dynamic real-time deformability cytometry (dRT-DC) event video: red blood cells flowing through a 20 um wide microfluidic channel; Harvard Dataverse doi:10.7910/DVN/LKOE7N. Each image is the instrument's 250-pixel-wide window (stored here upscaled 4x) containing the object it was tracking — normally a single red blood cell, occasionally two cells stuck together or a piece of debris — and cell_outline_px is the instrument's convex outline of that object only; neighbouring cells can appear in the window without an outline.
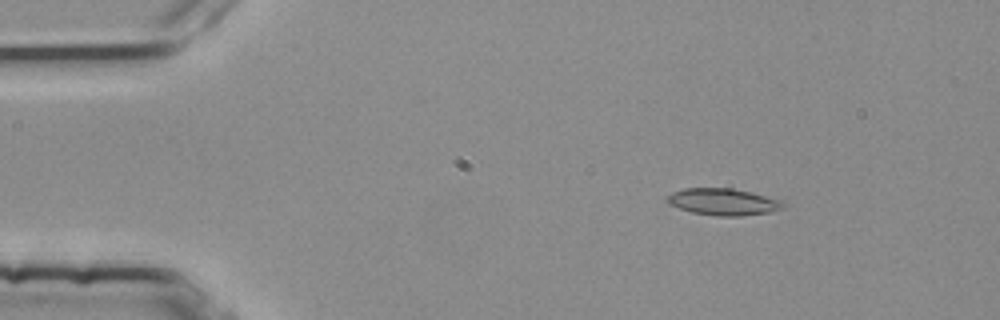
{"species": "common noctule bat (a hibernating species)", "species_latin": "Nyctalus noctula", "temperature_condition": "room temperature", "stored_images_in_passage": 47, "camera_frame_rate_fps": 3000, "um_per_image_px": 0.085, "animal": {"sex": "female", "body_mass_g": 25.1}, "frame": {"image": 1, "passage_image": 1, "time_ms": 0.0, "image_size_px": [1000, 320], "cell_outline_px": [[784, 208], [768, 212], [740, 216], [716, 216], [692, 212], [668, 204], [668, 196], [672, 192], [684, 188], [732, 188], [752, 192], [780, 200], [784, 204]], "centroid_in_image_um": [61.47, 17.15], "position_along_channel_um": 23.5, "area_um2": 17.98}}
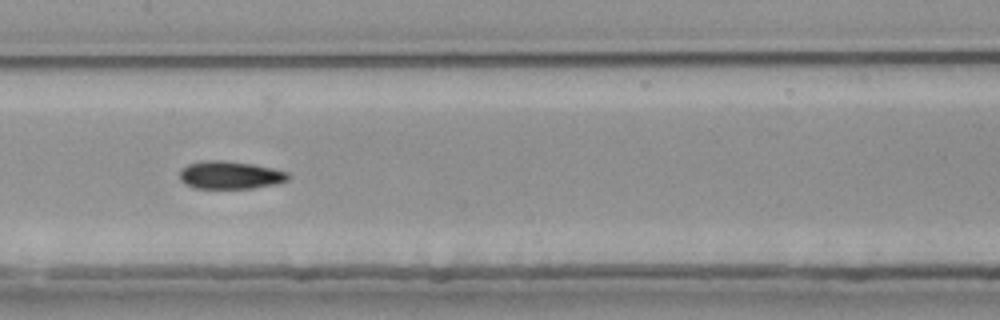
{"frame": {"image": 2, "passage_image": 20, "time_ms": 6.333, "image_size_px": [1000, 320], "cell_outline_px": [[288, 180], [276, 184], [252, 188], [196, 188], [180, 180], [180, 172], [188, 164], [204, 160], [224, 160], [252, 164], [272, 168], [288, 172]], "centroid_in_image_um": [19.58, 14.87], "position_along_channel_um": 187.8, "area_um2": 17.4}}
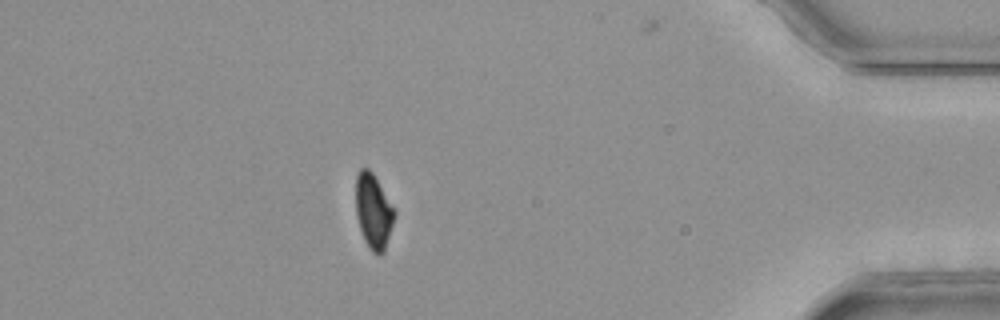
{"frame": {"image": 3, "passage_image": 41, "time_ms": 13.333, "image_size_px": [1000, 320], "cell_outline_px": [[396, 216], [384, 252], [380, 256], [372, 252], [364, 240], [356, 216], [356, 176], [360, 168], [368, 168], [372, 172], [396, 212]], "centroid_in_image_um": [31.74, 17.99], "position_along_channel_um": 403.5, "area_um2": 16.82}, "authors_computed_cell_mechanics": {"area_um2": 17.3978, "velocity_mm_per_s": 3.7794, "shape_relaxation_time_tau1_ms": 6.8583, "shape_relaxation_time_tau2_ms": 3.148, "deformation_change_tau1": 0.1416, "deformation_change_tau2": 0.0757}}